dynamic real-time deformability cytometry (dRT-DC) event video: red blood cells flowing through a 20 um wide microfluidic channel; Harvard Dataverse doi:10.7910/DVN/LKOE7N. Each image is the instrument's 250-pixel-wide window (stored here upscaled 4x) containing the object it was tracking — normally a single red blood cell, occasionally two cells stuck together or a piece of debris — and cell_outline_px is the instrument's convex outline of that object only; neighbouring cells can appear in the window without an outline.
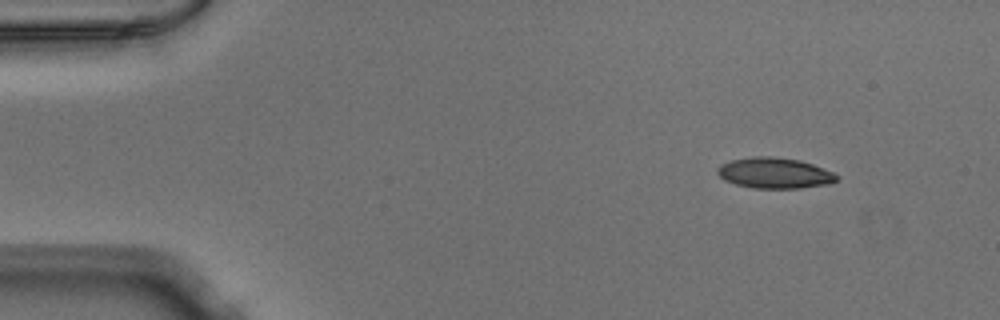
{"species": "Egyptian fruit bat (a non-hibernating species)", "species_latin": "Rousettus aegyptiacus", "temperature_condition": "warm", "stored_images_in_passage": 50, "camera_frame_rate_fps": 3000, "um_per_image_px": 0.085, "animal": {"sex": "male"}, "frame": {"image": 1, "passage_image": 4, "time_ms": 1.0, "image_size_px": [1000, 320], "cell_outline_px": [[840, 176], [836, 180], [828, 184], [800, 188], [752, 188], [736, 184], [724, 180], [716, 172], [716, 168], [720, 164], [732, 160], [752, 156], [772, 156], [800, 160], [836, 172]], "centroid_in_image_um": [65.85, 14.7], "position_along_channel_um": 19.2, "area_um2": 21.56}}
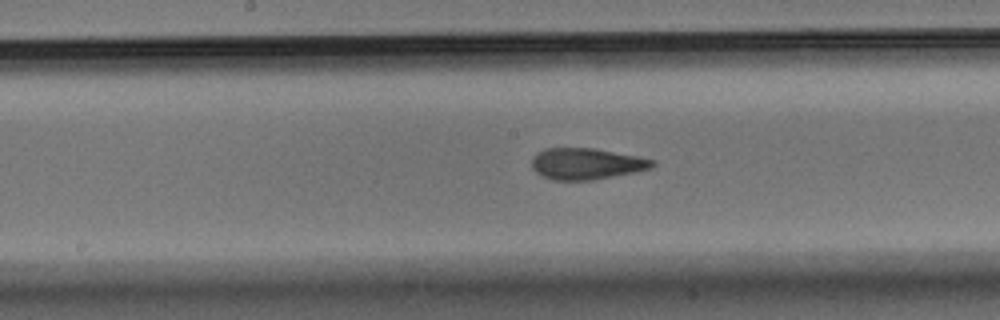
{"frame": {"image": 2, "passage_image": 25, "time_ms": 8.0, "image_size_px": [1000, 320], "cell_outline_px": [[656, 164], [652, 168], [636, 172], [592, 180], [552, 180], [536, 172], [532, 168], [532, 160], [544, 148], [596, 148], [640, 156], [656, 160]], "centroid_in_image_um": [49.92, 13.91], "position_along_channel_um": 198.3, "area_um2": 22.14}}
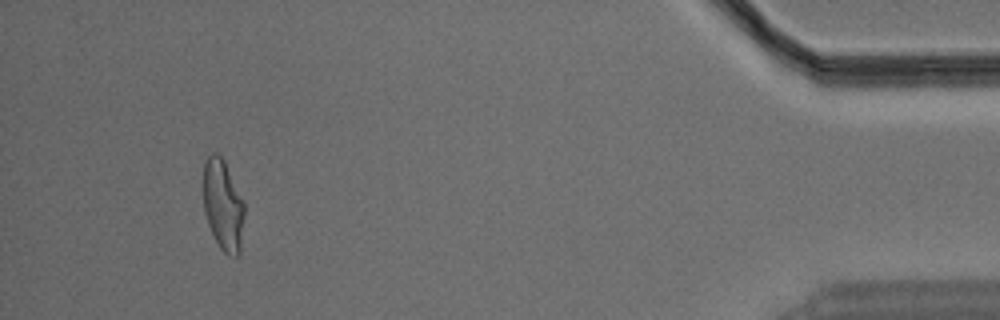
{"frame": {"image": 3, "passage_image": 47, "time_ms": 15.333, "image_size_px": [1000, 320], "cell_outline_px": [[244, 216], [240, 256], [228, 256], [220, 248], [208, 224], [204, 212], [204, 160], [212, 152], [216, 152], [224, 160], [244, 200]], "centroid_in_image_um": [18.98, 17.44], "position_along_channel_um": 416.2, "area_um2": 21.91}}